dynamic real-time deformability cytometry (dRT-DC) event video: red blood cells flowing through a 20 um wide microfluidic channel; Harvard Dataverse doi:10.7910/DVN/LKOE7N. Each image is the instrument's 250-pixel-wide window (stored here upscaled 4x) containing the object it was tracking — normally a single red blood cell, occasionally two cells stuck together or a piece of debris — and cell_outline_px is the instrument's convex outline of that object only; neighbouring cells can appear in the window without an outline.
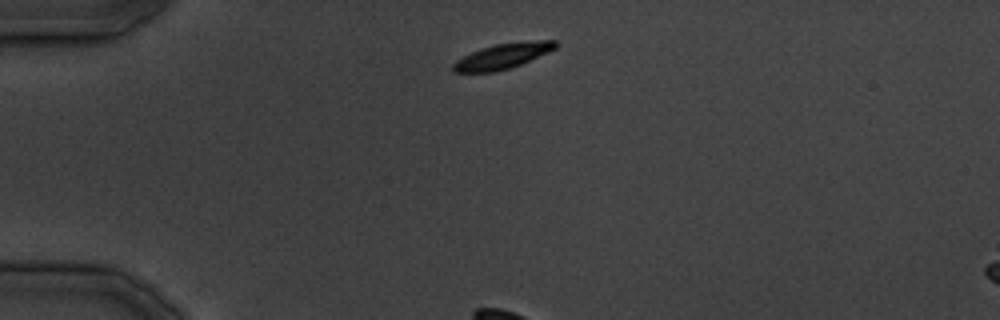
{"species": "common noctule bat (a hibernating species)", "species_latin": "Nyctalus noctula", "temperature_condition": "cold", "stored_images_in_passage": 4, "camera_frame_rate_fps": 3000, "um_per_image_px": 0.085, "animal": {"sex": "male", "body_mass_g": 19.5, "forearm_length_mm": 54.6}, "frame": {"image": 1, "passage_image": 1, "time_ms": 0.0, "image_size_px": [1000, 320], "cell_outline_px": [[556, 48], [512, 68], [496, 72], [452, 72], [452, 64], [456, 60], [480, 48], [496, 44], [536, 40], [556, 40]], "centroid_in_image_um": [42.7, 4.78], "position_along_channel_um": 42.3, "area_um2": 15.03}}